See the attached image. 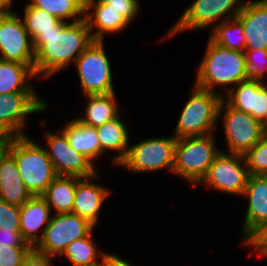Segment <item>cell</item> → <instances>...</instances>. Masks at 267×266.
Here are the masks:
<instances>
[{
	"instance_id": "obj_1",
	"label": "cell",
	"mask_w": 267,
	"mask_h": 266,
	"mask_svg": "<svg viewBox=\"0 0 267 266\" xmlns=\"http://www.w3.org/2000/svg\"><path fill=\"white\" fill-rule=\"evenodd\" d=\"M87 21H71L61 30L38 33L33 39L35 77L48 78L65 69L92 43Z\"/></svg>"
},
{
	"instance_id": "obj_2",
	"label": "cell",
	"mask_w": 267,
	"mask_h": 266,
	"mask_svg": "<svg viewBox=\"0 0 267 266\" xmlns=\"http://www.w3.org/2000/svg\"><path fill=\"white\" fill-rule=\"evenodd\" d=\"M8 153L15 159L22 180L32 196H42L58 176L46 147H41L28 135L11 137Z\"/></svg>"
},
{
	"instance_id": "obj_3",
	"label": "cell",
	"mask_w": 267,
	"mask_h": 266,
	"mask_svg": "<svg viewBox=\"0 0 267 266\" xmlns=\"http://www.w3.org/2000/svg\"><path fill=\"white\" fill-rule=\"evenodd\" d=\"M195 85L213 92L215 85H237L246 80L245 53L217 45L209 39L197 70Z\"/></svg>"
},
{
	"instance_id": "obj_4",
	"label": "cell",
	"mask_w": 267,
	"mask_h": 266,
	"mask_svg": "<svg viewBox=\"0 0 267 266\" xmlns=\"http://www.w3.org/2000/svg\"><path fill=\"white\" fill-rule=\"evenodd\" d=\"M192 95L183 107L174 137L205 136L217 126L218 110L224 96L194 85Z\"/></svg>"
},
{
	"instance_id": "obj_5",
	"label": "cell",
	"mask_w": 267,
	"mask_h": 266,
	"mask_svg": "<svg viewBox=\"0 0 267 266\" xmlns=\"http://www.w3.org/2000/svg\"><path fill=\"white\" fill-rule=\"evenodd\" d=\"M214 141L212 134L177 139L173 173L184 177L189 183L200 184L221 152L215 148Z\"/></svg>"
},
{
	"instance_id": "obj_6",
	"label": "cell",
	"mask_w": 267,
	"mask_h": 266,
	"mask_svg": "<svg viewBox=\"0 0 267 266\" xmlns=\"http://www.w3.org/2000/svg\"><path fill=\"white\" fill-rule=\"evenodd\" d=\"M84 95L113 93L111 66L103 41H95L83 51L75 63Z\"/></svg>"
},
{
	"instance_id": "obj_7",
	"label": "cell",
	"mask_w": 267,
	"mask_h": 266,
	"mask_svg": "<svg viewBox=\"0 0 267 266\" xmlns=\"http://www.w3.org/2000/svg\"><path fill=\"white\" fill-rule=\"evenodd\" d=\"M93 227L89 220L72 212L56 214L51 216L42 239L34 248L49 256L62 257L69 244L88 236Z\"/></svg>"
},
{
	"instance_id": "obj_8",
	"label": "cell",
	"mask_w": 267,
	"mask_h": 266,
	"mask_svg": "<svg viewBox=\"0 0 267 266\" xmlns=\"http://www.w3.org/2000/svg\"><path fill=\"white\" fill-rule=\"evenodd\" d=\"M176 137L151 138L128 148L126 157L119 166L132 172H152L169 168L173 172Z\"/></svg>"
},
{
	"instance_id": "obj_9",
	"label": "cell",
	"mask_w": 267,
	"mask_h": 266,
	"mask_svg": "<svg viewBox=\"0 0 267 266\" xmlns=\"http://www.w3.org/2000/svg\"><path fill=\"white\" fill-rule=\"evenodd\" d=\"M224 111V112H223ZM223 116L225 136L228 143V153L246 154L254 145H256L263 133L262 123L254 119L250 114L231 107L225 98L222 99L219 110Z\"/></svg>"
},
{
	"instance_id": "obj_10",
	"label": "cell",
	"mask_w": 267,
	"mask_h": 266,
	"mask_svg": "<svg viewBox=\"0 0 267 266\" xmlns=\"http://www.w3.org/2000/svg\"><path fill=\"white\" fill-rule=\"evenodd\" d=\"M248 178L244 155L221 151L200 183L221 192L243 195Z\"/></svg>"
},
{
	"instance_id": "obj_11",
	"label": "cell",
	"mask_w": 267,
	"mask_h": 266,
	"mask_svg": "<svg viewBox=\"0 0 267 266\" xmlns=\"http://www.w3.org/2000/svg\"><path fill=\"white\" fill-rule=\"evenodd\" d=\"M240 0H195L181 15L177 23L169 30L166 38L186 30H195L207 27L215 21L225 22L228 19L235 18L243 8L244 3ZM232 15L224 17L228 11ZM223 18V19H221ZM219 19V20H218Z\"/></svg>"
},
{
	"instance_id": "obj_12",
	"label": "cell",
	"mask_w": 267,
	"mask_h": 266,
	"mask_svg": "<svg viewBox=\"0 0 267 266\" xmlns=\"http://www.w3.org/2000/svg\"><path fill=\"white\" fill-rule=\"evenodd\" d=\"M0 58L28 65L34 71L32 39L17 13L0 14Z\"/></svg>"
},
{
	"instance_id": "obj_13",
	"label": "cell",
	"mask_w": 267,
	"mask_h": 266,
	"mask_svg": "<svg viewBox=\"0 0 267 266\" xmlns=\"http://www.w3.org/2000/svg\"><path fill=\"white\" fill-rule=\"evenodd\" d=\"M45 137L49 146L46 151L58 176H76L89 180L98 177L94 164L70 146L63 130L60 134L47 132Z\"/></svg>"
},
{
	"instance_id": "obj_14",
	"label": "cell",
	"mask_w": 267,
	"mask_h": 266,
	"mask_svg": "<svg viewBox=\"0 0 267 266\" xmlns=\"http://www.w3.org/2000/svg\"><path fill=\"white\" fill-rule=\"evenodd\" d=\"M47 105L36 92L0 94V129L10 137L26 135L22 132L26 125L25 116L42 112Z\"/></svg>"
},
{
	"instance_id": "obj_15",
	"label": "cell",
	"mask_w": 267,
	"mask_h": 266,
	"mask_svg": "<svg viewBox=\"0 0 267 266\" xmlns=\"http://www.w3.org/2000/svg\"><path fill=\"white\" fill-rule=\"evenodd\" d=\"M243 196L249 200L242 230L245 245L267 224V175H249Z\"/></svg>"
},
{
	"instance_id": "obj_16",
	"label": "cell",
	"mask_w": 267,
	"mask_h": 266,
	"mask_svg": "<svg viewBox=\"0 0 267 266\" xmlns=\"http://www.w3.org/2000/svg\"><path fill=\"white\" fill-rule=\"evenodd\" d=\"M227 100L231 107L250 114L261 123L267 116V86L261 80L246 79L229 87Z\"/></svg>"
},
{
	"instance_id": "obj_17",
	"label": "cell",
	"mask_w": 267,
	"mask_h": 266,
	"mask_svg": "<svg viewBox=\"0 0 267 266\" xmlns=\"http://www.w3.org/2000/svg\"><path fill=\"white\" fill-rule=\"evenodd\" d=\"M236 17L244 28L246 50L267 49V0L245 2Z\"/></svg>"
},
{
	"instance_id": "obj_18",
	"label": "cell",
	"mask_w": 267,
	"mask_h": 266,
	"mask_svg": "<svg viewBox=\"0 0 267 266\" xmlns=\"http://www.w3.org/2000/svg\"><path fill=\"white\" fill-rule=\"evenodd\" d=\"M84 11V18L87 21L92 39L95 41H103L104 33H118L130 24L119 12L105 5L100 0L96 2L95 0H85ZM94 27L97 28L96 31L92 30Z\"/></svg>"
},
{
	"instance_id": "obj_19",
	"label": "cell",
	"mask_w": 267,
	"mask_h": 266,
	"mask_svg": "<svg viewBox=\"0 0 267 266\" xmlns=\"http://www.w3.org/2000/svg\"><path fill=\"white\" fill-rule=\"evenodd\" d=\"M20 232L33 247L42 239L51 216L50 207L42 196H32L20 207ZM42 227V232L37 231Z\"/></svg>"
},
{
	"instance_id": "obj_20",
	"label": "cell",
	"mask_w": 267,
	"mask_h": 266,
	"mask_svg": "<svg viewBox=\"0 0 267 266\" xmlns=\"http://www.w3.org/2000/svg\"><path fill=\"white\" fill-rule=\"evenodd\" d=\"M88 179L82 178L77 183L72 213L96 225L102 203L110 191L94 182H89Z\"/></svg>"
},
{
	"instance_id": "obj_21",
	"label": "cell",
	"mask_w": 267,
	"mask_h": 266,
	"mask_svg": "<svg viewBox=\"0 0 267 266\" xmlns=\"http://www.w3.org/2000/svg\"><path fill=\"white\" fill-rule=\"evenodd\" d=\"M31 197L15 159L7 152L0 161V199L21 207Z\"/></svg>"
},
{
	"instance_id": "obj_22",
	"label": "cell",
	"mask_w": 267,
	"mask_h": 266,
	"mask_svg": "<svg viewBox=\"0 0 267 266\" xmlns=\"http://www.w3.org/2000/svg\"><path fill=\"white\" fill-rule=\"evenodd\" d=\"M62 130L75 151L82 153L92 163L100 157L101 146L95 127L85 125L78 119H73Z\"/></svg>"
},
{
	"instance_id": "obj_23",
	"label": "cell",
	"mask_w": 267,
	"mask_h": 266,
	"mask_svg": "<svg viewBox=\"0 0 267 266\" xmlns=\"http://www.w3.org/2000/svg\"><path fill=\"white\" fill-rule=\"evenodd\" d=\"M96 133L101 146V155L105 150L118 152L112 163L119 165L127 155L129 143L128 130L123 121L118 116L96 127Z\"/></svg>"
},
{
	"instance_id": "obj_24",
	"label": "cell",
	"mask_w": 267,
	"mask_h": 266,
	"mask_svg": "<svg viewBox=\"0 0 267 266\" xmlns=\"http://www.w3.org/2000/svg\"><path fill=\"white\" fill-rule=\"evenodd\" d=\"M82 178L76 176H57L47 187L42 197L55 214L71 213L75 200L77 183Z\"/></svg>"
},
{
	"instance_id": "obj_25",
	"label": "cell",
	"mask_w": 267,
	"mask_h": 266,
	"mask_svg": "<svg viewBox=\"0 0 267 266\" xmlns=\"http://www.w3.org/2000/svg\"><path fill=\"white\" fill-rule=\"evenodd\" d=\"M34 76L28 65L0 58V94L35 92L28 83Z\"/></svg>"
},
{
	"instance_id": "obj_26",
	"label": "cell",
	"mask_w": 267,
	"mask_h": 266,
	"mask_svg": "<svg viewBox=\"0 0 267 266\" xmlns=\"http://www.w3.org/2000/svg\"><path fill=\"white\" fill-rule=\"evenodd\" d=\"M115 92L108 94L86 95L89 100L85 116L77 118L81 123L98 127L119 116Z\"/></svg>"
},
{
	"instance_id": "obj_27",
	"label": "cell",
	"mask_w": 267,
	"mask_h": 266,
	"mask_svg": "<svg viewBox=\"0 0 267 266\" xmlns=\"http://www.w3.org/2000/svg\"><path fill=\"white\" fill-rule=\"evenodd\" d=\"M209 39L227 49L241 52L246 50L244 28L242 22L237 17L217 23L213 27Z\"/></svg>"
},
{
	"instance_id": "obj_28",
	"label": "cell",
	"mask_w": 267,
	"mask_h": 266,
	"mask_svg": "<svg viewBox=\"0 0 267 266\" xmlns=\"http://www.w3.org/2000/svg\"><path fill=\"white\" fill-rule=\"evenodd\" d=\"M31 7L43 9L61 21L72 18L74 22L84 19L85 0H31ZM81 15L80 18L77 16Z\"/></svg>"
},
{
	"instance_id": "obj_29",
	"label": "cell",
	"mask_w": 267,
	"mask_h": 266,
	"mask_svg": "<svg viewBox=\"0 0 267 266\" xmlns=\"http://www.w3.org/2000/svg\"><path fill=\"white\" fill-rule=\"evenodd\" d=\"M25 28L33 39L38 33L61 30L68 22L61 21L43 9L31 7L28 3L25 6L23 17Z\"/></svg>"
},
{
	"instance_id": "obj_30",
	"label": "cell",
	"mask_w": 267,
	"mask_h": 266,
	"mask_svg": "<svg viewBox=\"0 0 267 266\" xmlns=\"http://www.w3.org/2000/svg\"><path fill=\"white\" fill-rule=\"evenodd\" d=\"M92 232L82 238L75 240L68 245L67 249L63 252L67 260H69L72 266H98L97 257L98 252L94 242L91 240Z\"/></svg>"
},
{
	"instance_id": "obj_31",
	"label": "cell",
	"mask_w": 267,
	"mask_h": 266,
	"mask_svg": "<svg viewBox=\"0 0 267 266\" xmlns=\"http://www.w3.org/2000/svg\"><path fill=\"white\" fill-rule=\"evenodd\" d=\"M244 157L249 175H267V134Z\"/></svg>"
},
{
	"instance_id": "obj_32",
	"label": "cell",
	"mask_w": 267,
	"mask_h": 266,
	"mask_svg": "<svg viewBox=\"0 0 267 266\" xmlns=\"http://www.w3.org/2000/svg\"><path fill=\"white\" fill-rule=\"evenodd\" d=\"M246 78L263 80L267 70V49L245 50Z\"/></svg>"
},
{
	"instance_id": "obj_33",
	"label": "cell",
	"mask_w": 267,
	"mask_h": 266,
	"mask_svg": "<svg viewBox=\"0 0 267 266\" xmlns=\"http://www.w3.org/2000/svg\"><path fill=\"white\" fill-rule=\"evenodd\" d=\"M20 206L0 199V230L20 231Z\"/></svg>"
},
{
	"instance_id": "obj_34",
	"label": "cell",
	"mask_w": 267,
	"mask_h": 266,
	"mask_svg": "<svg viewBox=\"0 0 267 266\" xmlns=\"http://www.w3.org/2000/svg\"><path fill=\"white\" fill-rule=\"evenodd\" d=\"M34 247H8L0 245V266H21Z\"/></svg>"
},
{
	"instance_id": "obj_35",
	"label": "cell",
	"mask_w": 267,
	"mask_h": 266,
	"mask_svg": "<svg viewBox=\"0 0 267 266\" xmlns=\"http://www.w3.org/2000/svg\"><path fill=\"white\" fill-rule=\"evenodd\" d=\"M105 5L111 7L127 20L129 23L137 16L139 12L138 0H100Z\"/></svg>"
},
{
	"instance_id": "obj_36",
	"label": "cell",
	"mask_w": 267,
	"mask_h": 266,
	"mask_svg": "<svg viewBox=\"0 0 267 266\" xmlns=\"http://www.w3.org/2000/svg\"><path fill=\"white\" fill-rule=\"evenodd\" d=\"M0 245L8 247H33L29 244L20 231L0 230Z\"/></svg>"
},
{
	"instance_id": "obj_37",
	"label": "cell",
	"mask_w": 267,
	"mask_h": 266,
	"mask_svg": "<svg viewBox=\"0 0 267 266\" xmlns=\"http://www.w3.org/2000/svg\"><path fill=\"white\" fill-rule=\"evenodd\" d=\"M252 246L262 256L267 257V224L261 228L245 246Z\"/></svg>"
},
{
	"instance_id": "obj_38",
	"label": "cell",
	"mask_w": 267,
	"mask_h": 266,
	"mask_svg": "<svg viewBox=\"0 0 267 266\" xmlns=\"http://www.w3.org/2000/svg\"><path fill=\"white\" fill-rule=\"evenodd\" d=\"M52 256L46 255L33 248L24 259L21 266H51Z\"/></svg>"
},
{
	"instance_id": "obj_39",
	"label": "cell",
	"mask_w": 267,
	"mask_h": 266,
	"mask_svg": "<svg viewBox=\"0 0 267 266\" xmlns=\"http://www.w3.org/2000/svg\"><path fill=\"white\" fill-rule=\"evenodd\" d=\"M101 260L98 266H132L129 262L115 256L114 254H108L101 252Z\"/></svg>"
},
{
	"instance_id": "obj_40",
	"label": "cell",
	"mask_w": 267,
	"mask_h": 266,
	"mask_svg": "<svg viewBox=\"0 0 267 266\" xmlns=\"http://www.w3.org/2000/svg\"><path fill=\"white\" fill-rule=\"evenodd\" d=\"M12 3L13 0H0V14H9L15 12L10 9Z\"/></svg>"
},
{
	"instance_id": "obj_41",
	"label": "cell",
	"mask_w": 267,
	"mask_h": 266,
	"mask_svg": "<svg viewBox=\"0 0 267 266\" xmlns=\"http://www.w3.org/2000/svg\"><path fill=\"white\" fill-rule=\"evenodd\" d=\"M10 143H0V161L3 156L8 152Z\"/></svg>"
},
{
	"instance_id": "obj_42",
	"label": "cell",
	"mask_w": 267,
	"mask_h": 266,
	"mask_svg": "<svg viewBox=\"0 0 267 266\" xmlns=\"http://www.w3.org/2000/svg\"><path fill=\"white\" fill-rule=\"evenodd\" d=\"M11 137L0 129V143H10Z\"/></svg>"
},
{
	"instance_id": "obj_43",
	"label": "cell",
	"mask_w": 267,
	"mask_h": 266,
	"mask_svg": "<svg viewBox=\"0 0 267 266\" xmlns=\"http://www.w3.org/2000/svg\"><path fill=\"white\" fill-rule=\"evenodd\" d=\"M262 129H263V133L267 134V116L264 119V121L262 122Z\"/></svg>"
}]
</instances>
